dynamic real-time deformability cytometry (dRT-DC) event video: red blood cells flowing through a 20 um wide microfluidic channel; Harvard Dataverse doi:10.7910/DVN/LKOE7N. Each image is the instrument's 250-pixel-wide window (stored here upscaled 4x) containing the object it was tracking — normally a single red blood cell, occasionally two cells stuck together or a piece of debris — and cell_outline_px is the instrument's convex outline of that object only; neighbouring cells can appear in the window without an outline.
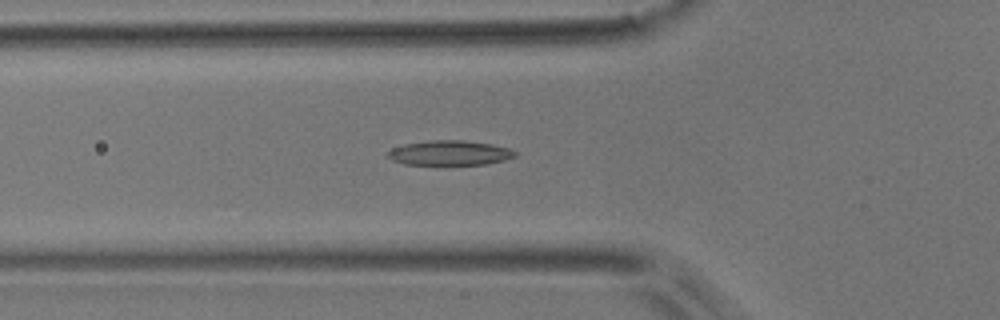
{"species": "common noctule bat (a hibernating species)", "species_latin": "Nyctalus noctula", "temperature_condition": "room temperature", "stored_images_in_passage": 49, "camera_frame_rate_fps": 3000, "um_per_image_px": 0.085, "animal": {"sex": "male", "body_mass_g": 17.9}, "frame": {"image": 1, "passage_image": 14, "time_ms": 4.333, "image_size_px": [1000, 320], "cell_outline_px": [[516, 156], [504, 160], [484, 164], [444, 168], [404, 164], [392, 160], [388, 156], [388, 152], [392, 148], [404, 144], [432, 140], [464, 140], [492, 144], [508, 148], [516, 152]], "centroid_in_image_um": [38.19, 13.05], "position_along_channel_um": 87.6, "area_um2": 19.31}}
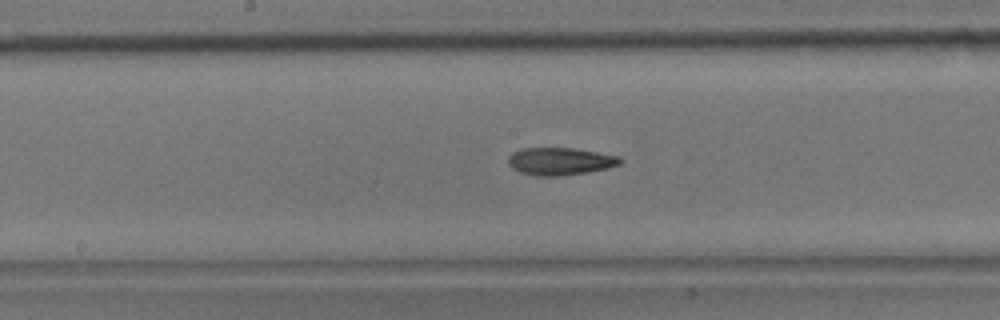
{"frame": {"image": 2, "passage_image": 23, "time_ms": 7.333, "image_size_px": [1000, 320], "cell_outline_px": [[624, 160], [620, 164], [608, 168], [588, 172], [560, 176], [536, 176], [520, 172], [512, 168], [508, 164], [508, 156], [512, 152], [524, 148], [572, 148], [620, 156]], "centroid_in_image_um": [47.61, 13.71], "position_along_channel_um": 200.6, "area_um2": 18.03}}
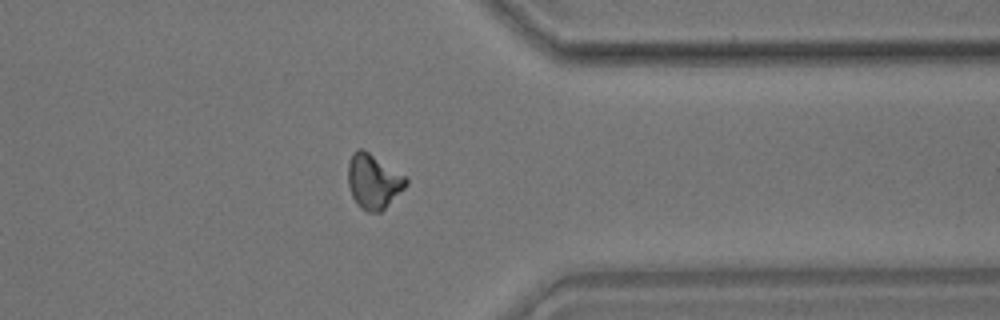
{"frame": {"image": 3, "passage_image": 38, "time_ms": 12.333, "image_size_px": [1000, 320], "cell_outline_px": [[408, 184], [380, 212], [368, 212], [360, 208], [356, 204], [352, 196], [348, 184], [348, 164], [352, 152], [356, 148], [364, 148], [404, 176], [408, 180]], "centroid_in_image_um": [31.7, 15.4], "position_along_channel_um": 379.7, "area_um2": 18.38}, "authors_computed_cell_mechanics": {"area_um2": 17.8602, "velocity_mm_per_s": 3.7462, "shape_relaxation_time_tau1_ms": 6.9687, "shape_relaxation_time_tau2_ms": 6.4016, "deformation_change_tau1": 0.1705, "deformation_change_tau2": 0.1282}}